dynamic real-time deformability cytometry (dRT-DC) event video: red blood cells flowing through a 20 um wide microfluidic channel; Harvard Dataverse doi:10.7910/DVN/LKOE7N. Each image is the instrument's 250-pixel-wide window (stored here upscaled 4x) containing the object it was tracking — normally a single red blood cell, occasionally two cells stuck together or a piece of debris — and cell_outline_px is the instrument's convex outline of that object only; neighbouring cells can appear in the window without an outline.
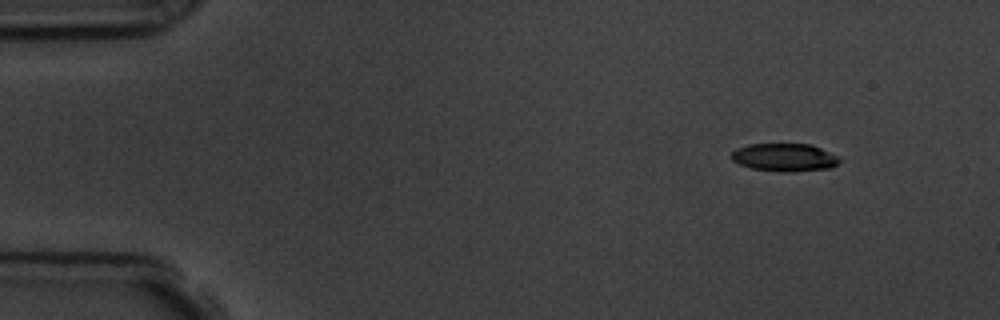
{"species": "common noctule bat (a hibernating species)", "species_latin": "Nyctalus noctula", "temperature_condition": "room temperature", "stored_images_in_passage": 4, "camera_frame_rate_fps": 3000, "um_per_image_px": 0.085, "animal": {"sex": "male", "body_mass_g": 19.5, "forearm_length_mm": 54.6}, "frame": {"image": 1, "passage_image": 1, "time_ms": 0.0, "image_size_px": [1000, 320], "cell_outline_px": [[840, 160], [832, 168], [792, 172], [780, 172], [752, 168], [740, 164], [732, 160], [732, 152], [736, 148], [748, 144], [812, 144], [836, 156]], "centroid_in_image_um": [66.67, 13.38], "position_along_channel_um": 18.3, "area_um2": 17.51}}
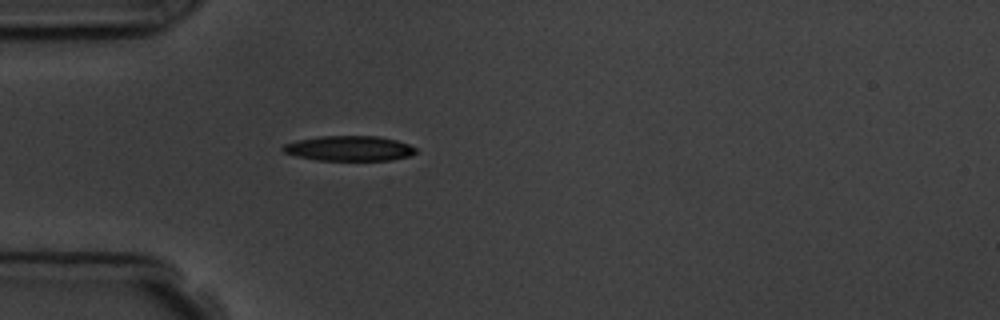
{"frame": {"image": 2, "passage_image": 4, "time_ms": 3.333, "image_size_px": [1000, 320], "cell_outline_px": [[416, 152], [408, 156], [392, 160], [316, 160], [296, 156], [284, 152], [280, 148], [284, 144], [296, 140], [320, 136], [380, 136], [396, 140], [408, 144], [416, 148]], "centroid_in_image_um": [29.66, 12.61], "position_along_channel_um": 55.3, "area_um2": 19.42}}